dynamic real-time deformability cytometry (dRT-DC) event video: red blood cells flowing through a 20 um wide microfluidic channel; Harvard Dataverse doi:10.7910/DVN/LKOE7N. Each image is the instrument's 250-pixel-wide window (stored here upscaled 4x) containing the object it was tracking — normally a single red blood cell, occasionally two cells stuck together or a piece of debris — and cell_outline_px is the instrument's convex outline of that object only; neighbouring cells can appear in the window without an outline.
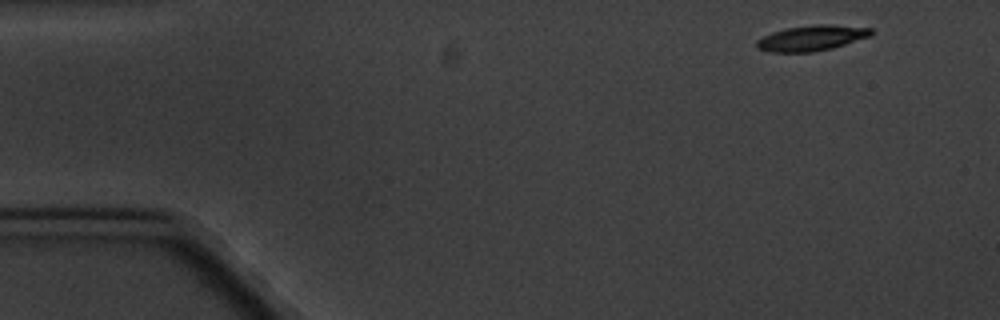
{"species": "common noctule bat (a hibernating species)", "species_latin": "Nyctalus noctula", "temperature_condition": "cold", "stored_images_in_passage": 5, "camera_frame_rate_fps": 3000, "um_per_image_px": 0.085, "animal": {"sex": "male", "body_mass_g": 20.1, "forearm_length_mm": 53.5}, "frame": {"image": 1, "passage_image": 1, "time_ms": 0.0, "image_size_px": [1000, 320], "cell_outline_px": [[872, 36], [832, 48], [812, 52], [768, 52], [756, 48], [756, 40], [772, 32], [788, 28], [816, 24], [832, 24], [872, 28]], "centroid_in_image_um": [68.99, 3.23], "position_along_channel_um": 16.0, "area_um2": 17.05}}
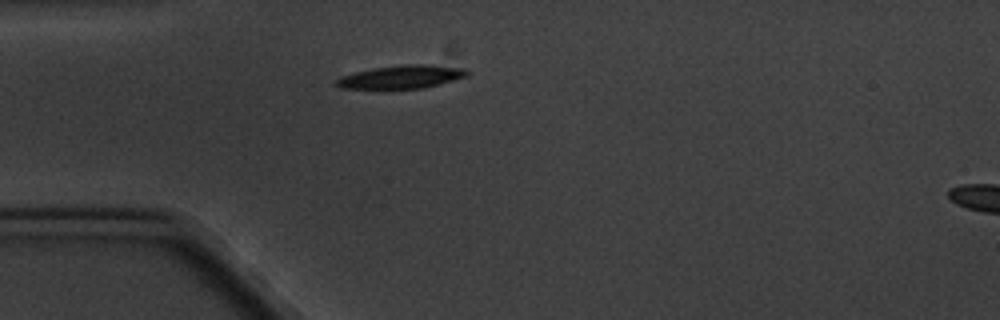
{"frame": {"image": 2, "passage_image": 4, "time_ms": 3.667, "image_size_px": [1000, 320], "cell_outline_px": [[468, 76], [440, 84], [424, 88], [340, 88], [336, 84], [336, 80], [340, 76], [372, 68], [400, 64], [432, 64], [464, 68], [468, 72]], "centroid_in_image_um": [34.16, 6.52], "position_along_channel_um": 50.8, "area_um2": 17.69}}